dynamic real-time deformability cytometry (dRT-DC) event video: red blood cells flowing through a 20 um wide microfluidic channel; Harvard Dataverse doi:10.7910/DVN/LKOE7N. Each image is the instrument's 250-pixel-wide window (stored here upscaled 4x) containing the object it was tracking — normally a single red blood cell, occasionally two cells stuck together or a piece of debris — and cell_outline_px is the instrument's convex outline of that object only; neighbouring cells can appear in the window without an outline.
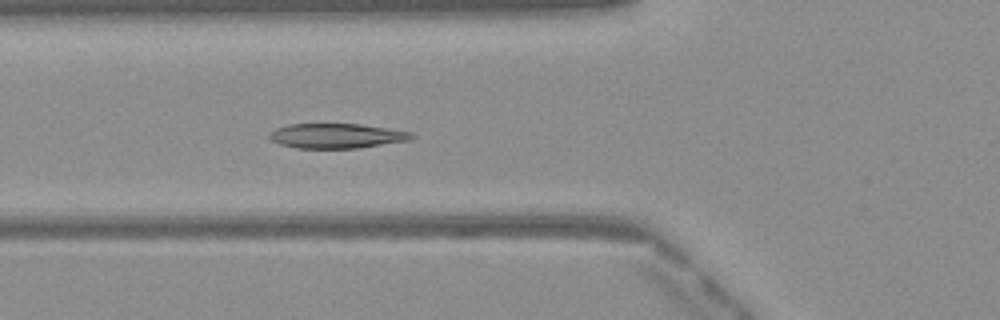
{"species": "Egyptian fruit bat (a non-hibernating species)", "species_latin": "Rousettus aegyptiacus", "temperature_condition": "warm", "stored_images_in_passage": 46, "camera_frame_rate_fps": 3000, "um_per_image_px": 0.085, "frame": {"image": 1, "passage_image": 15, "time_ms": 4.667, "image_size_px": [1000, 320], "cell_outline_px": [[416, 136], [408, 140], [360, 148], [296, 148], [280, 144], [272, 140], [268, 136], [268, 132], [276, 128], [288, 124], [360, 124], [412, 132]], "centroid_in_image_um": [28.58, 11.55], "position_along_channel_um": 97.2, "area_um2": 20.52}}
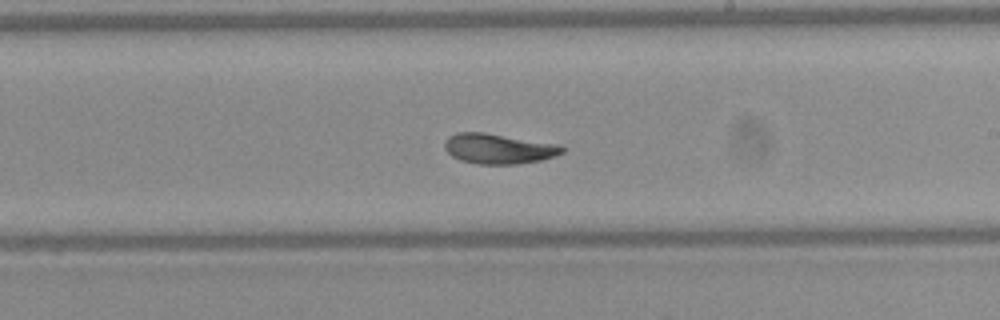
{"frame": {"image": 2, "passage_image": 26, "time_ms": 8.333, "image_size_px": [1000, 320], "cell_outline_px": [[564, 152], [556, 156], [540, 160], [516, 164], [476, 164], [460, 160], [452, 156], [444, 148], [444, 140], [448, 136], [456, 132], [484, 132], [560, 144], [564, 148]], "centroid_in_image_um": [42.36, 12.63], "position_along_channel_um": 246.6, "area_um2": 20.87}}
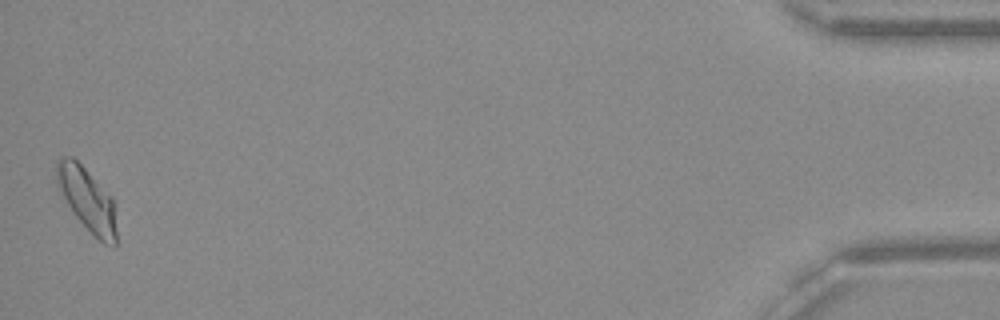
{"frame": {"image": 3, "passage_image": 46, "time_ms": 15.0, "image_size_px": [1000, 320], "cell_outline_px": [[116, 244], [104, 244], [92, 236], [72, 212], [56, 184], [56, 160], [60, 156], [72, 156], [112, 196], [116, 232]], "centroid_in_image_um": [7.37, 16.95], "position_along_channel_um": 427.8, "area_um2": 22.08}, "authors_computed_cell_mechanics": {"area_um2": 20.7791, "velocity_mm_per_s": 4.062, "shape_relaxation_time_tau1_ms": 4.1796, "shape_relaxation_time_tau2_ms": 1.3721, "deformation_change_tau1": 0.1445, "deformation_change_tau2": 0.0471}}